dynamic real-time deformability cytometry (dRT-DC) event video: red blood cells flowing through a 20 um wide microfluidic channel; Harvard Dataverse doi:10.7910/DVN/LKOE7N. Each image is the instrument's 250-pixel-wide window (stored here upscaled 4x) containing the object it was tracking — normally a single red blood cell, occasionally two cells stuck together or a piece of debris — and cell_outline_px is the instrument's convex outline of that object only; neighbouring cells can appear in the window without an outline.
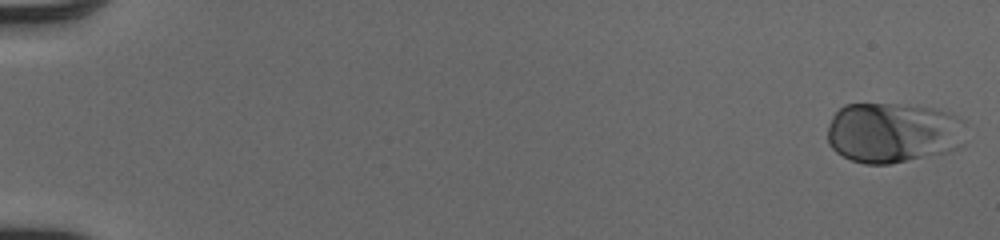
{"species": "human", "species_latin": "Homo sapiens", "temperature_condition": "cold", "stored_images_in_passage": 52, "camera_frame_rate_fps": 3000, "um_per_image_px": 0.085, "donor": {"sex": "male"}, "frame": {"image": 1, "passage_image": 1, "time_ms": 0.0, "image_size_px": [1000, 240], "cell_outline_px": [[964, 120], [956, 148], [948, 152], [888, 164], [864, 164], [852, 160], [836, 152], [828, 144], [828, 124], [832, 116], [844, 104], [892, 104], [932, 108], [948, 112]], "centroid_in_image_um": [75.82, 11.27], "position_along_channel_um": 9.2, "area_um2": 48.15}}
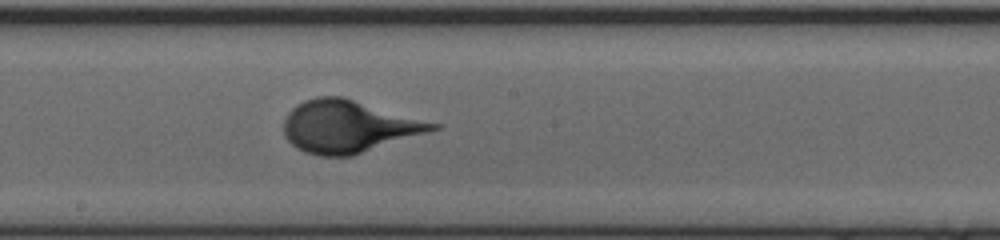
{"frame": {"image": 2, "passage_image": 30, "time_ms": 9.667, "image_size_px": [1000, 240], "cell_outline_px": [[444, 124], [440, 128], [428, 132], [352, 156], [320, 156], [304, 152], [296, 148], [284, 136], [284, 120], [288, 112], [296, 104], [304, 100], [316, 96], [344, 96]], "centroid_in_image_um": [29.65, 10.73], "position_along_channel_um": 218.6, "area_um2": 45.95}}
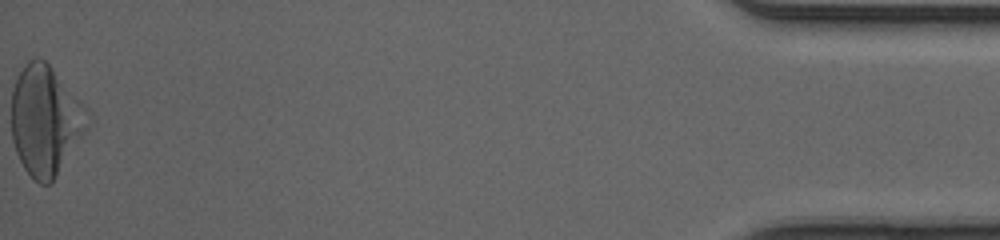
{"frame": {"image": 3, "passage_image": 52, "time_ms": 17.0, "image_size_px": [1000, 240], "cell_outline_px": [[88, 128], [52, 184], [40, 184], [24, 168], [16, 152], [12, 140], [12, 88], [20, 72], [28, 60], [36, 56], [40, 56], [48, 64]], "centroid_in_image_um": [3.71, 10.35], "position_along_channel_um": 431.5, "area_um2": 45.72}}